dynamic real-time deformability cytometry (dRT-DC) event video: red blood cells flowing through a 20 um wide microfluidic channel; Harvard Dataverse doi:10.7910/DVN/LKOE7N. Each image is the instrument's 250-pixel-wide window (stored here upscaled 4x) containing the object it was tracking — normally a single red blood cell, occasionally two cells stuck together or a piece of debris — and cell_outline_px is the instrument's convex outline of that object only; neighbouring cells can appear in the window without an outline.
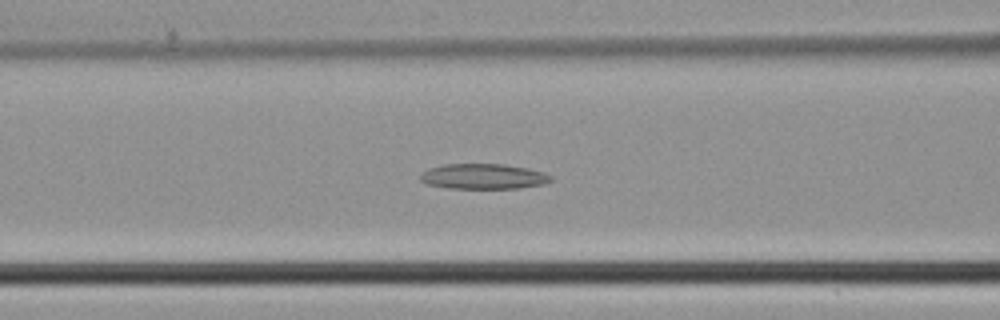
{"species": "common noctule bat (a hibernating species)", "species_latin": "Nyctalus noctula", "temperature_condition": "cold", "stored_images_in_passage": 37, "camera_frame_rate_fps": 3000, "um_per_image_px": 0.085, "animal": {"sex": "male", "body_mass_g": 21.5, "forearm_length_mm": 52.0}, "frame": {"image": 1, "passage_image": 10, "time_ms": 3.0, "image_size_px": [1000, 320], "cell_outline_px": [[552, 180], [544, 184], [516, 188], [448, 188], [428, 184], [420, 180], [420, 176], [428, 168], [444, 164], [504, 164], [528, 168], [544, 172], [552, 176]], "centroid_in_image_um": [41.1, 14.99], "position_along_channel_um": 125.5, "area_um2": 19.19}}
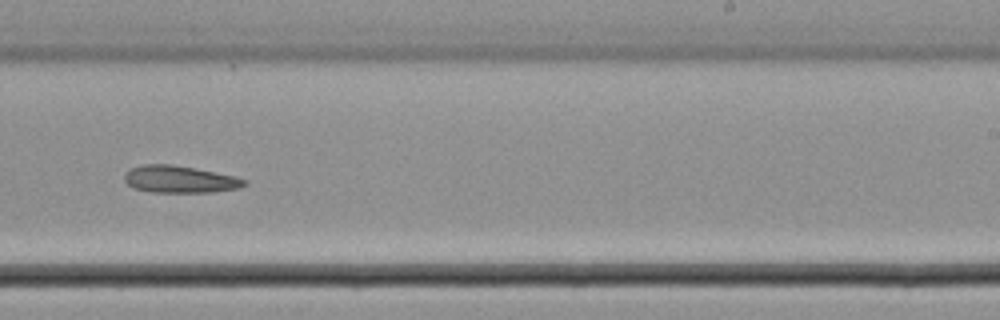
{"frame": {"image": 2, "passage_image": 20, "time_ms": 6.333, "image_size_px": [1000, 320], "cell_outline_px": [[248, 184], [240, 188], [212, 192], [152, 192], [132, 188], [124, 180], [124, 176], [132, 168], [144, 164], [172, 164], [232, 176], [248, 180]], "centroid_in_image_um": [15.28, 15.25], "position_along_channel_um": 273.7, "area_um2": 18.73}}
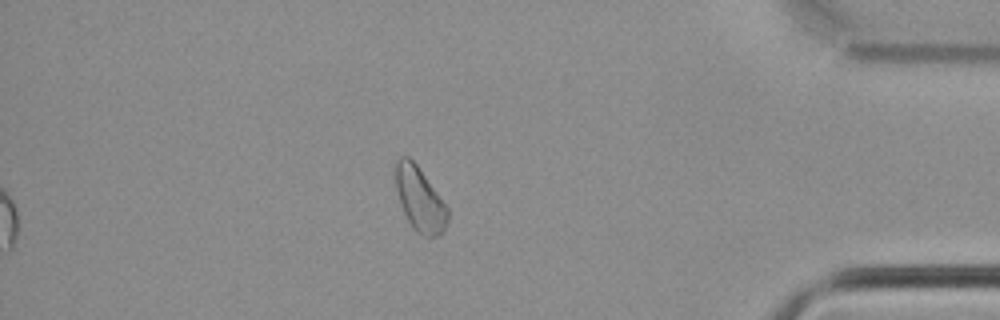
{"frame": {"image": 3, "passage_image": 31, "time_ms": 10.0, "image_size_px": [1000, 320], "cell_outline_px": [[448, 220], [444, 232], [436, 236], [420, 236], [412, 228], [404, 212], [396, 188], [392, 168], [396, 160], [400, 156], [408, 156], [416, 164], [448, 208]], "centroid_in_image_um": [35.65, 16.92], "position_along_channel_um": 399.6, "area_um2": 19.59}}